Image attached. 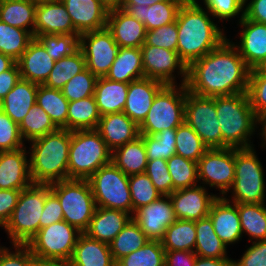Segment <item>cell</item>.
Returning <instances> with one entry per match:
<instances>
[{"label":"cell","instance_id":"6da1fadb","mask_svg":"<svg viewBox=\"0 0 266 266\" xmlns=\"http://www.w3.org/2000/svg\"><path fill=\"white\" fill-rule=\"evenodd\" d=\"M251 69L226 38L217 48L187 67V90L200 96L245 93Z\"/></svg>","mask_w":266,"mask_h":266},{"label":"cell","instance_id":"7a4b0ae2","mask_svg":"<svg viewBox=\"0 0 266 266\" xmlns=\"http://www.w3.org/2000/svg\"><path fill=\"white\" fill-rule=\"evenodd\" d=\"M209 15L212 17L198 0H185L178 10L177 53L187 67L217 48L227 38L224 30Z\"/></svg>","mask_w":266,"mask_h":266},{"label":"cell","instance_id":"3957f363","mask_svg":"<svg viewBox=\"0 0 266 266\" xmlns=\"http://www.w3.org/2000/svg\"><path fill=\"white\" fill-rule=\"evenodd\" d=\"M72 131L57 129L30 141V175L34 184L68 180V157Z\"/></svg>","mask_w":266,"mask_h":266},{"label":"cell","instance_id":"277c9868","mask_svg":"<svg viewBox=\"0 0 266 266\" xmlns=\"http://www.w3.org/2000/svg\"><path fill=\"white\" fill-rule=\"evenodd\" d=\"M215 107L221 129V148L253 147L250 139L259 126L247 92L215 96Z\"/></svg>","mask_w":266,"mask_h":266},{"label":"cell","instance_id":"5b68a950","mask_svg":"<svg viewBox=\"0 0 266 266\" xmlns=\"http://www.w3.org/2000/svg\"><path fill=\"white\" fill-rule=\"evenodd\" d=\"M108 149L96 129L73 130L68 157V179L88 180L100 167L111 162Z\"/></svg>","mask_w":266,"mask_h":266},{"label":"cell","instance_id":"8992f818","mask_svg":"<svg viewBox=\"0 0 266 266\" xmlns=\"http://www.w3.org/2000/svg\"><path fill=\"white\" fill-rule=\"evenodd\" d=\"M46 200V184H32L21 190L17 205L5 229L11 244L27 245L40 230V217Z\"/></svg>","mask_w":266,"mask_h":266},{"label":"cell","instance_id":"52a82bcc","mask_svg":"<svg viewBox=\"0 0 266 266\" xmlns=\"http://www.w3.org/2000/svg\"><path fill=\"white\" fill-rule=\"evenodd\" d=\"M186 84L165 85L155 96L140 135H156L164 129H176L185 120Z\"/></svg>","mask_w":266,"mask_h":266},{"label":"cell","instance_id":"ba28073f","mask_svg":"<svg viewBox=\"0 0 266 266\" xmlns=\"http://www.w3.org/2000/svg\"><path fill=\"white\" fill-rule=\"evenodd\" d=\"M263 166L254 147L235 149V177L228 201L235 204L265 203V177ZM232 200V201H231Z\"/></svg>","mask_w":266,"mask_h":266},{"label":"cell","instance_id":"9c48e42d","mask_svg":"<svg viewBox=\"0 0 266 266\" xmlns=\"http://www.w3.org/2000/svg\"><path fill=\"white\" fill-rule=\"evenodd\" d=\"M50 189L60 202L64 221L84 233L97 207L89 181L63 180L50 184Z\"/></svg>","mask_w":266,"mask_h":266},{"label":"cell","instance_id":"30bf717a","mask_svg":"<svg viewBox=\"0 0 266 266\" xmlns=\"http://www.w3.org/2000/svg\"><path fill=\"white\" fill-rule=\"evenodd\" d=\"M88 181L97 207L118 209L133 215L129 176L112 162L100 167Z\"/></svg>","mask_w":266,"mask_h":266},{"label":"cell","instance_id":"8fae6325","mask_svg":"<svg viewBox=\"0 0 266 266\" xmlns=\"http://www.w3.org/2000/svg\"><path fill=\"white\" fill-rule=\"evenodd\" d=\"M81 233L66 221H58L40 229L27 246L35 256L69 262Z\"/></svg>","mask_w":266,"mask_h":266},{"label":"cell","instance_id":"7c38bea8","mask_svg":"<svg viewBox=\"0 0 266 266\" xmlns=\"http://www.w3.org/2000/svg\"><path fill=\"white\" fill-rule=\"evenodd\" d=\"M209 148H221V129L215 107V96H200L186 87L185 120Z\"/></svg>","mask_w":266,"mask_h":266},{"label":"cell","instance_id":"4fadbf2b","mask_svg":"<svg viewBox=\"0 0 266 266\" xmlns=\"http://www.w3.org/2000/svg\"><path fill=\"white\" fill-rule=\"evenodd\" d=\"M197 170L200 184L217 188L220 197L227 196L234 183L235 148L208 149L198 160Z\"/></svg>","mask_w":266,"mask_h":266},{"label":"cell","instance_id":"5bb4252c","mask_svg":"<svg viewBox=\"0 0 266 266\" xmlns=\"http://www.w3.org/2000/svg\"><path fill=\"white\" fill-rule=\"evenodd\" d=\"M79 49L84 55L86 68L97 77H105L117 56L119 45L112 33L104 28L81 34Z\"/></svg>","mask_w":266,"mask_h":266},{"label":"cell","instance_id":"9a60e30c","mask_svg":"<svg viewBox=\"0 0 266 266\" xmlns=\"http://www.w3.org/2000/svg\"><path fill=\"white\" fill-rule=\"evenodd\" d=\"M141 53L145 78L160 81L164 85H177L174 73L177 70V75L180 74L182 77L181 84H186L187 66L179 58L177 51L152 45H142Z\"/></svg>","mask_w":266,"mask_h":266},{"label":"cell","instance_id":"2e32d148","mask_svg":"<svg viewBox=\"0 0 266 266\" xmlns=\"http://www.w3.org/2000/svg\"><path fill=\"white\" fill-rule=\"evenodd\" d=\"M132 219L150 240L159 241L163 239L167 227L177 220L170 197L163 195L134 211Z\"/></svg>","mask_w":266,"mask_h":266},{"label":"cell","instance_id":"e0dca14e","mask_svg":"<svg viewBox=\"0 0 266 266\" xmlns=\"http://www.w3.org/2000/svg\"><path fill=\"white\" fill-rule=\"evenodd\" d=\"M177 219L197 221L208 216L213 201L218 197L208 193L203 185L178 189L169 195Z\"/></svg>","mask_w":266,"mask_h":266},{"label":"cell","instance_id":"ac0fdd59","mask_svg":"<svg viewBox=\"0 0 266 266\" xmlns=\"http://www.w3.org/2000/svg\"><path fill=\"white\" fill-rule=\"evenodd\" d=\"M239 44L233 43L239 55L252 70L262 67L266 62V24L250 21L243 17L239 21Z\"/></svg>","mask_w":266,"mask_h":266},{"label":"cell","instance_id":"d6986e66","mask_svg":"<svg viewBox=\"0 0 266 266\" xmlns=\"http://www.w3.org/2000/svg\"><path fill=\"white\" fill-rule=\"evenodd\" d=\"M71 18L76 32L101 30L107 27L109 9L101 0H61Z\"/></svg>","mask_w":266,"mask_h":266},{"label":"cell","instance_id":"ffe728a7","mask_svg":"<svg viewBox=\"0 0 266 266\" xmlns=\"http://www.w3.org/2000/svg\"><path fill=\"white\" fill-rule=\"evenodd\" d=\"M28 151H0V189L23 190L33 184Z\"/></svg>","mask_w":266,"mask_h":266},{"label":"cell","instance_id":"44dd1931","mask_svg":"<svg viewBox=\"0 0 266 266\" xmlns=\"http://www.w3.org/2000/svg\"><path fill=\"white\" fill-rule=\"evenodd\" d=\"M208 216L212 220L217 236L226 246L242 239L243 233L237 204L218 196L213 201Z\"/></svg>","mask_w":266,"mask_h":266},{"label":"cell","instance_id":"7402d4cb","mask_svg":"<svg viewBox=\"0 0 266 266\" xmlns=\"http://www.w3.org/2000/svg\"><path fill=\"white\" fill-rule=\"evenodd\" d=\"M40 34H78L61 0L37 3L34 38Z\"/></svg>","mask_w":266,"mask_h":266},{"label":"cell","instance_id":"603a6c76","mask_svg":"<svg viewBox=\"0 0 266 266\" xmlns=\"http://www.w3.org/2000/svg\"><path fill=\"white\" fill-rule=\"evenodd\" d=\"M164 86L160 81L145 77L130 82L123 112L139 126L150 110L156 94Z\"/></svg>","mask_w":266,"mask_h":266},{"label":"cell","instance_id":"cb8c5ba5","mask_svg":"<svg viewBox=\"0 0 266 266\" xmlns=\"http://www.w3.org/2000/svg\"><path fill=\"white\" fill-rule=\"evenodd\" d=\"M106 28L119 47L139 48L145 42V25L121 8L109 10Z\"/></svg>","mask_w":266,"mask_h":266},{"label":"cell","instance_id":"d4e9b609","mask_svg":"<svg viewBox=\"0 0 266 266\" xmlns=\"http://www.w3.org/2000/svg\"><path fill=\"white\" fill-rule=\"evenodd\" d=\"M16 62L21 78L39 85L46 82L55 64L45 47L36 38L29 42L27 49Z\"/></svg>","mask_w":266,"mask_h":266},{"label":"cell","instance_id":"484cf974","mask_svg":"<svg viewBox=\"0 0 266 266\" xmlns=\"http://www.w3.org/2000/svg\"><path fill=\"white\" fill-rule=\"evenodd\" d=\"M96 130L111 152L140 136L139 126L124 112L101 116Z\"/></svg>","mask_w":266,"mask_h":266},{"label":"cell","instance_id":"4316f807","mask_svg":"<svg viewBox=\"0 0 266 266\" xmlns=\"http://www.w3.org/2000/svg\"><path fill=\"white\" fill-rule=\"evenodd\" d=\"M184 1L165 0L154 3L149 7L142 4H122L121 9L144 24L147 31L175 22L178 10Z\"/></svg>","mask_w":266,"mask_h":266},{"label":"cell","instance_id":"83f0119b","mask_svg":"<svg viewBox=\"0 0 266 266\" xmlns=\"http://www.w3.org/2000/svg\"><path fill=\"white\" fill-rule=\"evenodd\" d=\"M131 219L132 215L126 211L96 207L84 233L92 239L109 245Z\"/></svg>","mask_w":266,"mask_h":266},{"label":"cell","instance_id":"f1b7e54d","mask_svg":"<svg viewBox=\"0 0 266 266\" xmlns=\"http://www.w3.org/2000/svg\"><path fill=\"white\" fill-rule=\"evenodd\" d=\"M38 85L21 78L0 101V109L19 125L36 103Z\"/></svg>","mask_w":266,"mask_h":266},{"label":"cell","instance_id":"f546056e","mask_svg":"<svg viewBox=\"0 0 266 266\" xmlns=\"http://www.w3.org/2000/svg\"><path fill=\"white\" fill-rule=\"evenodd\" d=\"M69 266H116L108 244L81 233L74 247Z\"/></svg>","mask_w":266,"mask_h":266},{"label":"cell","instance_id":"4dcf8cb0","mask_svg":"<svg viewBox=\"0 0 266 266\" xmlns=\"http://www.w3.org/2000/svg\"><path fill=\"white\" fill-rule=\"evenodd\" d=\"M105 77L122 83L144 78L141 47H119L117 56Z\"/></svg>","mask_w":266,"mask_h":266},{"label":"cell","instance_id":"1f68e13d","mask_svg":"<svg viewBox=\"0 0 266 266\" xmlns=\"http://www.w3.org/2000/svg\"><path fill=\"white\" fill-rule=\"evenodd\" d=\"M129 83L111 81L106 77H98L94 98L101 116L123 112Z\"/></svg>","mask_w":266,"mask_h":266},{"label":"cell","instance_id":"d6a6232c","mask_svg":"<svg viewBox=\"0 0 266 266\" xmlns=\"http://www.w3.org/2000/svg\"><path fill=\"white\" fill-rule=\"evenodd\" d=\"M147 161L141 136L115 149L111 156V162L128 176L145 173Z\"/></svg>","mask_w":266,"mask_h":266},{"label":"cell","instance_id":"836d02e7","mask_svg":"<svg viewBox=\"0 0 266 266\" xmlns=\"http://www.w3.org/2000/svg\"><path fill=\"white\" fill-rule=\"evenodd\" d=\"M36 7L33 0H0V21L24 29L34 37Z\"/></svg>","mask_w":266,"mask_h":266},{"label":"cell","instance_id":"e575fe53","mask_svg":"<svg viewBox=\"0 0 266 266\" xmlns=\"http://www.w3.org/2000/svg\"><path fill=\"white\" fill-rule=\"evenodd\" d=\"M194 253L203 258H229L227 246L217 236L209 216L195 221Z\"/></svg>","mask_w":266,"mask_h":266},{"label":"cell","instance_id":"d590c367","mask_svg":"<svg viewBox=\"0 0 266 266\" xmlns=\"http://www.w3.org/2000/svg\"><path fill=\"white\" fill-rule=\"evenodd\" d=\"M36 104L49 115L58 129H67L69 101L61 90L38 85Z\"/></svg>","mask_w":266,"mask_h":266},{"label":"cell","instance_id":"8d00e7d4","mask_svg":"<svg viewBox=\"0 0 266 266\" xmlns=\"http://www.w3.org/2000/svg\"><path fill=\"white\" fill-rule=\"evenodd\" d=\"M100 118L94 96L71 101L68 105L67 130L97 129Z\"/></svg>","mask_w":266,"mask_h":266},{"label":"cell","instance_id":"74e56055","mask_svg":"<svg viewBox=\"0 0 266 266\" xmlns=\"http://www.w3.org/2000/svg\"><path fill=\"white\" fill-rule=\"evenodd\" d=\"M242 233L249 236V241L266 240V205L265 203L237 204Z\"/></svg>","mask_w":266,"mask_h":266},{"label":"cell","instance_id":"f35d334b","mask_svg":"<svg viewBox=\"0 0 266 266\" xmlns=\"http://www.w3.org/2000/svg\"><path fill=\"white\" fill-rule=\"evenodd\" d=\"M165 251H192L196 243L195 221L177 219L166 229L161 240Z\"/></svg>","mask_w":266,"mask_h":266},{"label":"cell","instance_id":"ab89813d","mask_svg":"<svg viewBox=\"0 0 266 266\" xmlns=\"http://www.w3.org/2000/svg\"><path fill=\"white\" fill-rule=\"evenodd\" d=\"M149 240L139 225L131 219L109 244L114 261L117 262L143 247Z\"/></svg>","mask_w":266,"mask_h":266},{"label":"cell","instance_id":"60d3db41","mask_svg":"<svg viewBox=\"0 0 266 266\" xmlns=\"http://www.w3.org/2000/svg\"><path fill=\"white\" fill-rule=\"evenodd\" d=\"M85 68L86 61L84 55L82 51L78 49L72 55L55 61L54 67L43 85L51 89L61 90L71 78Z\"/></svg>","mask_w":266,"mask_h":266},{"label":"cell","instance_id":"b9f144b4","mask_svg":"<svg viewBox=\"0 0 266 266\" xmlns=\"http://www.w3.org/2000/svg\"><path fill=\"white\" fill-rule=\"evenodd\" d=\"M57 129L49 115L36 103L19 124L22 139L23 141H28V143Z\"/></svg>","mask_w":266,"mask_h":266},{"label":"cell","instance_id":"7bdbcfd3","mask_svg":"<svg viewBox=\"0 0 266 266\" xmlns=\"http://www.w3.org/2000/svg\"><path fill=\"white\" fill-rule=\"evenodd\" d=\"M165 250L159 240H149L143 247L122 257L116 266H165Z\"/></svg>","mask_w":266,"mask_h":266},{"label":"cell","instance_id":"ee69618b","mask_svg":"<svg viewBox=\"0 0 266 266\" xmlns=\"http://www.w3.org/2000/svg\"><path fill=\"white\" fill-rule=\"evenodd\" d=\"M34 37L26 30L0 21V53L17 61Z\"/></svg>","mask_w":266,"mask_h":266},{"label":"cell","instance_id":"f6af8a7d","mask_svg":"<svg viewBox=\"0 0 266 266\" xmlns=\"http://www.w3.org/2000/svg\"><path fill=\"white\" fill-rule=\"evenodd\" d=\"M143 138L147 160H168L176 154V129H164L156 135H140Z\"/></svg>","mask_w":266,"mask_h":266},{"label":"cell","instance_id":"bcb514c9","mask_svg":"<svg viewBox=\"0 0 266 266\" xmlns=\"http://www.w3.org/2000/svg\"><path fill=\"white\" fill-rule=\"evenodd\" d=\"M208 149L185 121L176 128V155L198 162Z\"/></svg>","mask_w":266,"mask_h":266},{"label":"cell","instance_id":"7dc6e473","mask_svg":"<svg viewBox=\"0 0 266 266\" xmlns=\"http://www.w3.org/2000/svg\"><path fill=\"white\" fill-rule=\"evenodd\" d=\"M167 166L173 181V192L199 185L197 162L175 154L167 160Z\"/></svg>","mask_w":266,"mask_h":266},{"label":"cell","instance_id":"c3c4849f","mask_svg":"<svg viewBox=\"0 0 266 266\" xmlns=\"http://www.w3.org/2000/svg\"><path fill=\"white\" fill-rule=\"evenodd\" d=\"M79 34H40L36 39L54 61L72 55L79 49Z\"/></svg>","mask_w":266,"mask_h":266},{"label":"cell","instance_id":"681fc988","mask_svg":"<svg viewBox=\"0 0 266 266\" xmlns=\"http://www.w3.org/2000/svg\"><path fill=\"white\" fill-rule=\"evenodd\" d=\"M129 189L133 213L140 207L148 205L162 196L145 173L130 175Z\"/></svg>","mask_w":266,"mask_h":266},{"label":"cell","instance_id":"f907efd6","mask_svg":"<svg viewBox=\"0 0 266 266\" xmlns=\"http://www.w3.org/2000/svg\"><path fill=\"white\" fill-rule=\"evenodd\" d=\"M97 79V76L85 68L71 78L61 91L69 102L84 99L94 95Z\"/></svg>","mask_w":266,"mask_h":266},{"label":"cell","instance_id":"816d5d0a","mask_svg":"<svg viewBox=\"0 0 266 266\" xmlns=\"http://www.w3.org/2000/svg\"><path fill=\"white\" fill-rule=\"evenodd\" d=\"M247 94L258 118L266 112V71L261 67L250 71Z\"/></svg>","mask_w":266,"mask_h":266},{"label":"cell","instance_id":"f5cc1de1","mask_svg":"<svg viewBox=\"0 0 266 266\" xmlns=\"http://www.w3.org/2000/svg\"><path fill=\"white\" fill-rule=\"evenodd\" d=\"M23 147L26 146L19 125L0 109V151H14Z\"/></svg>","mask_w":266,"mask_h":266},{"label":"cell","instance_id":"db71d44e","mask_svg":"<svg viewBox=\"0 0 266 266\" xmlns=\"http://www.w3.org/2000/svg\"><path fill=\"white\" fill-rule=\"evenodd\" d=\"M203 4L212 15V19H219L218 23L240 15L239 22L244 17V0H203Z\"/></svg>","mask_w":266,"mask_h":266},{"label":"cell","instance_id":"11a10c76","mask_svg":"<svg viewBox=\"0 0 266 266\" xmlns=\"http://www.w3.org/2000/svg\"><path fill=\"white\" fill-rule=\"evenodd\" d=\"M145 174L163 196H169L173 192V181L168 170L167 160H148Z\"/></svg>","mask_w":266,"mask_h":266},{"label":"cell","instance_id":"9f6ffc18","mask_svg":"<svg viewBox=\"0 0 266 266\" xmlns=\"http://www.w3.org/2000/svg\"><path fill=\"white\" fill-rule=\"evenodd\" d=\"M177 41L178 28L175 21L154 30H147L143 45H152L171 51H177Z\"/></svg>","mask_w":266,"mask_h":266},{"label":"cell","instance_id":"6f0895ef","mask_svg":"<svg viewBox=\"0 0 266 266\" xmlns=\"http://www.w3.org/2000/svg\"><path fill=\"white\" fill-rule=\"evenodd\" d=\"M63 211L57 196L51 191L50 184H46V200L40 217V229L58 221H63Z\"/></svg>","mask_w":266,"mask_h":266},{"label":"cell","instance_id":"680465c9","mask_svg":"<svg viewBox=\"0 0 266 266\" xmlns=\"http://www.w3.org/2000/svg\"><path fill=\"white\" fill-rule=\"evenodd\" d=\"M233 266H266V240L253 241Z\"/></svg>","mask_w":266,"mask_h":266},{"label":"cell","instance_id":"91938a15","mask_svg":"<svg viewBox=\"0 0 266 266\" xmlns=\"http://www.w3.org/2000/svg\"><path fill=\"white\" fill-rule=\"evenodd\" d=\"M11 251L3 246L0 250V266H28L30 260V248L27 245H12Z\"/></svg>","mask_w":266,"mask_h":266},{"label":"cell","instance_id":"94428289","mask_svg":"<svg viewBox=\"0 0 266 266\" xmlns=\"http://www.w3.org/2000/svg\"><path fill=\"white\" fill-rule=\"evenodd\" d=\"M21 190L15 189H0V227H4L9 220Z\"/></svg>","mask_w":266,"mask_h":266},{"label":"cell","instance_id":"6125c7cd","mask_svg":"<svg viewBox=\"0 0 266 266\" xmlns=\"http://www.w3.org/2000/svg\"><path fill=\"white\" fill-rule=\"evenodd\" d=\"M244 0V17L266 24V0Z\"/></svg>","mask_w":266,"mask_h":266},{"label":"cell","instance_id":"be15d7a7","mask_svg":"<svg viewBox=\"0 0 266 266\" xmlns=\"http://www.w3.org/2000/svg\"><path fill=\"white\" fill-rule=\"evenodd\" d=\"M196 254L192 251H165V266H194Z\"/></svg>","mask_w":266,"mask_h":266},{"label":"cell","instance_id":"e7e4bbea","mask_svg":"<svg viewBox=\"0 0 266 266\" xmlns=\"http://www.w3.org/2000/svg\"><path fill=\"white\" fill-rule=\"evenodd\" d=\"M21 79L17 62L9 69L0 73V101L14 88Z\"/></svg>","mask_w":266,"mask_h":266},{"label":"cell","instance_id":"03108f58","mask_svg":"<svg viewBox=\"0 0 266 266\" xmlns=\"http://www.w3.org/2000/svg\"><path fill=\"white\" fill-rule=\"evenodd\" d=\"M194 266H233L232 258H203L196 256Z\"/></svg>","mask_w":266,"mask_h":266},{"label":"cell","instance_id":"003e7915","mask_svg":"<svg viewBox=\"0 0 266 266\" xmlns=\"http://www.w3.org/2000/svg\"><path fill=\"white\" fill-rule=\"evenodd\" d=\"M28 266H69V262L57 259L41 258L33 255L30 250V260Z\"/></svg>","mask_w":266,"mask_h":266},{"label":"cell","instance_id":"a7ac6f4b","mask_svg":"<svg viewBox=\"0 0 266 266\" xmlns=\"http://www.w3.org/2000/svg\"><path fill=\"white\" fill-rule=\"evenodd\" d=\"M258 125H262L261 127H260V133H258L260 136H261V138H262V142H261V145L260 146H262V148L264 147H266V112L265 113H263V114H261L259 117H258Z\"/></svg>","mask_w":266,"mask_h":266},{"label":"cell","instance_id":"89a4df30","mask_svg":"<svg viewBox=\"0 0 266 266\" xmlns=\"http://www.w3.org/2000/svg\"><path fill=\"white\" fill-rule=\"evenodd\" d=\"M15 63L12 57L0 53V73L9 70Z\"/></svg>","mask_w":266,"mask_h":266},{"label":"cell","instance_id":"2644e50d","mask_svg":"<svg viewBox=\"0 0 266 266\" xmlns=\"http://www.w3.org/2000/svg\"><path fill=\"white\" fill-rule=\"evenodd\" d=\"M165 0H123L122 4H134V5H145L149 7L150 5H153L154 3L161 2Z\"/></svg>","mask_w":266,"mask_h":266},{"label":"cell","instance_id":"8c879c8a","mask_svg":"<svg viewBox=\"0 0 266 266\" xmlns=\"http://www.w3.org/2000/svg\"><path fill=\"white\" fill-rule=\"evenodd\" d=\"M101 2L110 10L121 8L123 0H101Z\"/></svg>","mask_w":266,"mask_h":266},{"label":"cell","instance_id":"753ad0ef","mask_svg":"<svg viewBox=\"0 0 266 266\" xmlns=\"http://www.w3.org/2000/svg\"><path fill=\"white\" fill-rule=\"evenodd\" d=\"M35 3H40V2H48V1H58V0H33Z\"/></svg>","mask_w":266,"mask_h":266},{"label":"cell","instance_id":"34e18365","mask_svg":"<svg viewBox=\"0 0 266 266\" xmlns=\"http://www.w3.org/2000/svg\"><path fill=\"white\" fill-rule=\"evenodd\" d=\"M261 68L266 71V62L263 64Z\"/></svg>","mask_w":266,"mask_h":266}]
</instances>
